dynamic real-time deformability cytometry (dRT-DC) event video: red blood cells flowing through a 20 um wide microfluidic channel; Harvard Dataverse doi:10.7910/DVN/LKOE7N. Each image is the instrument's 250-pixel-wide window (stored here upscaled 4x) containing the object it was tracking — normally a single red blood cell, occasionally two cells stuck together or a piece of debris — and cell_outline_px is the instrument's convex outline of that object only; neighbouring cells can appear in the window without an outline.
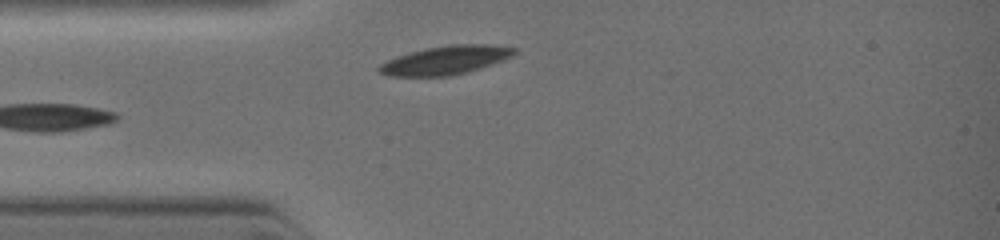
{"species": "common noctule bat (a hibernating species)", "species_latin": "Nyctalus noctula", "temperature_condition": "warm", "stored_images_in_passage": 6, "camera_frame_rate_fps": 3000, "um_per_image_px": 0.085, "animal": {"sex": "female", "body_mass_g": 19.0, "forearm_length_mm": 51.5}, "frame": {"image": 1, "passage_image": 6, "time_ms": 3.333, "image_size_px": [1000, 240], "cell_outline_px": [[516, 52], [512, 56], [492, 64], [468, 72], [452, 76], [388, 76], [380, 72], [376, 68], [380, 64], [396, 56], [408, 52], [424, 48], [448, 44], [488, 44], [516, 48]], "centroid_in_image_um": [37.85, 5.11], "position_along_channel_um": 47.2, "area_um2": 22.72}}